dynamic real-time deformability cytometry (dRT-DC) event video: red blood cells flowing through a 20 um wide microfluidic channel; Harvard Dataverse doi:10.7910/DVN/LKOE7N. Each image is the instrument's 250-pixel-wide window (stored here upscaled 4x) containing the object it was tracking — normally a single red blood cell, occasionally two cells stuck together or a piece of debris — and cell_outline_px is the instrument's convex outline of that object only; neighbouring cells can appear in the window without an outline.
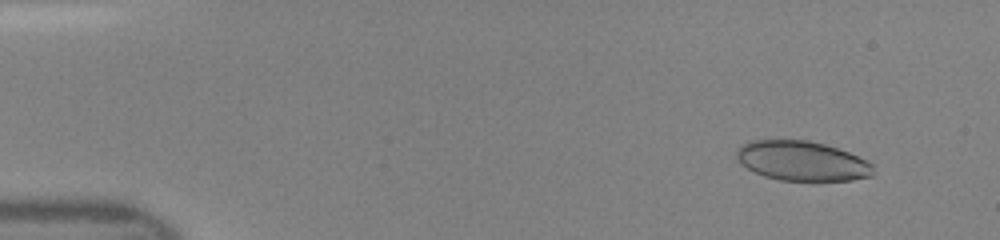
{"species": "human", "species_latin": "Homo sapiens", "temperature_condition": "room temperature", "stored_images_in_passage": 41, "camera_frame_rate_fps": 3000, "um_per_image_px": 0.085, "donor": {"sex": "female"}, "frame": {"image": 1, "passage_image": 4, "time_ms": 1.0, "image_size_px": [1000, 240], "cell_outline_px": [[876, 172], [872, 176], [852, 180], [780, 180], [764, 176], [740, 164], [736, 160], [736, 152], [748, 140], [808, 140], [824, 144], [848, 152], [872, 164]], "centroid_in_image_um": [68.16, 13.68], "position_along_channel_um": 16.8, "area_um2": 31.44}}
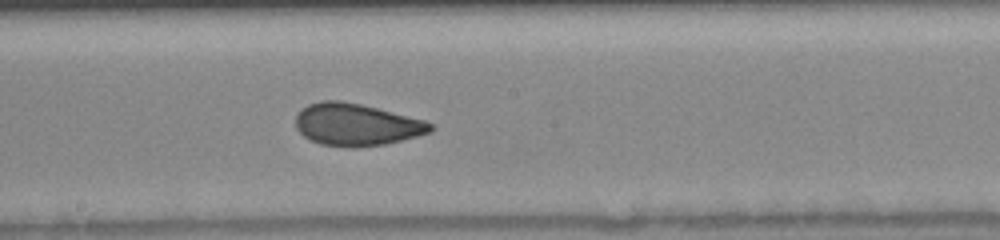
{"frame": {"image": 2, "passage_image": 26, "time_ms": 8.333, "image_size_px": [1000, 240], "cell_outline_px": [[436, 128], [432, 132], [384, 144], [352, 148], [320, 144], [304, 136], [296, 128], [296, 116], [300, 108], [308, 104], [320, 100], [340, 100], [360, 104], [424, 120], [432, 124]], "centroid_in_image_um": [30.27, 10.59], "position_along_channel_um": 217.9, "area_um2": 33.06}}
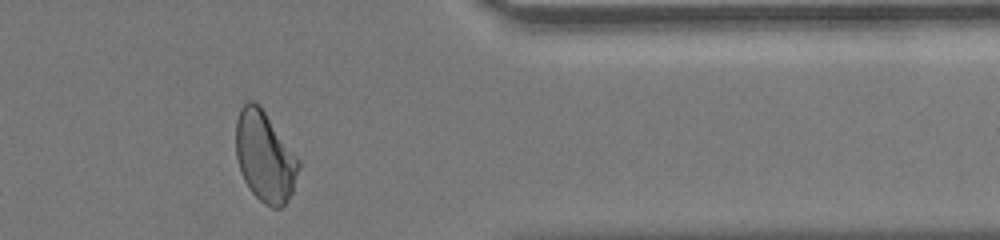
{"frame": {"image": 3, "passage_image": 39, "time_ms": 12.667, "image_size_px": [1000, 240], "cell_outline_px": [[300, 168], [292, 192], [284, 204], [280, 208], [272, 208], [264, 204], [252, 192], [244, 180], [240, 172], [236, 156], [236, 120], [240, 108], [248, 100], [252, 100], [260, 104], [300, 160]], "centroid_in_image_um": [22.51, 13.29], "position_along_channel_um": 388.9, "area_um2": 33.23}}